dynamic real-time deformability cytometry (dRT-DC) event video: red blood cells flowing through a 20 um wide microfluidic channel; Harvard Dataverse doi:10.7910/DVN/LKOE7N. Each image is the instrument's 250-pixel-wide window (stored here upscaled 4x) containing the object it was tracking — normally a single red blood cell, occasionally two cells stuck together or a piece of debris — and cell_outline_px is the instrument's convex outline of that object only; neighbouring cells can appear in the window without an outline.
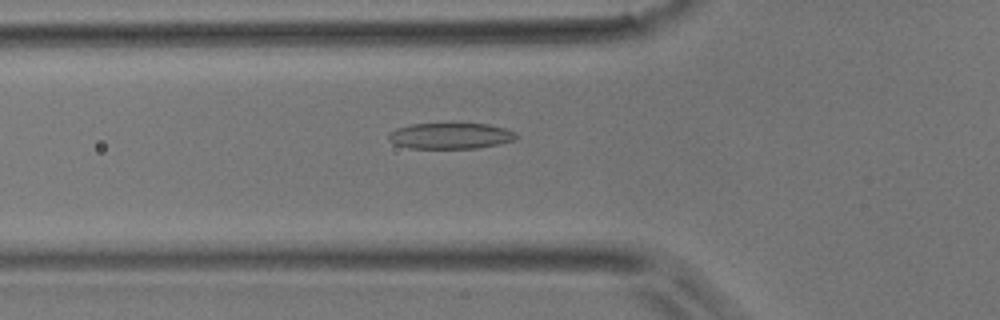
{"species": "common noctule bat (a hibernating species)", "species_latin": "Nyctalus noctula", "temperature_condition": "room temperature", "stored_images_in_passage": 34, "camera_frame_rate_fps": 3000, "um_per_image_px": 0.085, "animal": {"sex": "male", "body_mass_g": 17.9}, "frame": {"image": 1, "passage_image": 6, "time_ms": 1.667, "image_size_px": [1000, 320], "cell_outline_px": [[520, 136], [516, 140], [500, 144], [476, 148], [408, 148], [396, 144], [388, 140], [388, 136], [396, 128], [408, 124], [488, 124], [504, 128], [516, 132]], "centroid_in_image_um": [38.33, 11.55], "position_along_channel_um": 87.5, "area_um2": 19.36}}
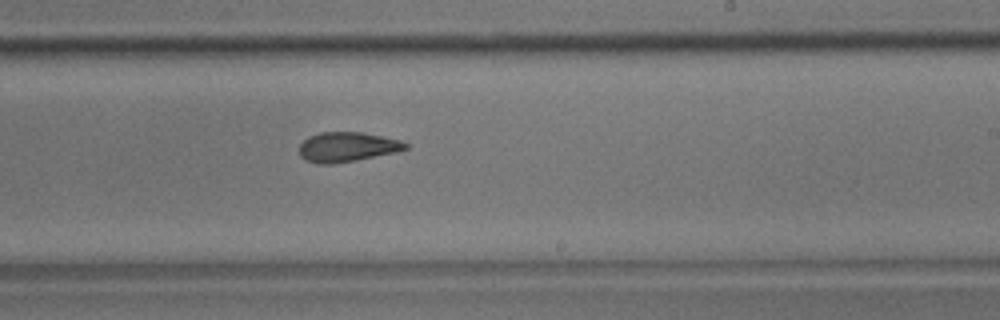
{"frame": {"image": 2, "passage_image": 18, "time_ms": 5.667, "image_size_px": [1000, 320], "cell_outline_px": [[408, 148], [396, 152], [356, 160], [332, 164], [316, 164], [304, 160], [300, 156], [300, 144], [308, 136], [320, 132], [360, 132], [400, 140], [408, 144]], "centroid_in_image_um": [29.47, 12.5], "position_along_channel_um": 259.5, "area_um2": 18.38}}
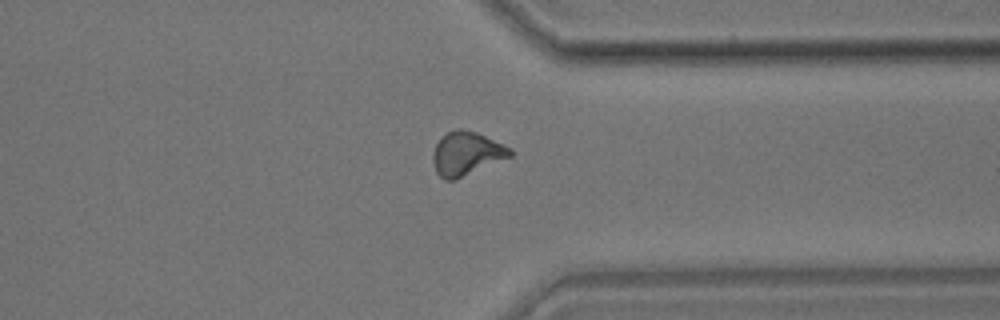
{"frame": {"image": 3, "passage_image": 26, "time_ms": 8.333, "image_size_px": [1000, 320], "cell_outline_px": [[512, 156], [456, 180], [444, 180], [436, 172], [432, 160], [432, 152], [436, 144], [448, 132], [456, 128], [460, 128], [476, 132], [504, 144], [512, 148]], "centroid_in_image_um": [39.65, 13.06], "position_along_channel_um": 371.7, "area_um2": 19.71}}